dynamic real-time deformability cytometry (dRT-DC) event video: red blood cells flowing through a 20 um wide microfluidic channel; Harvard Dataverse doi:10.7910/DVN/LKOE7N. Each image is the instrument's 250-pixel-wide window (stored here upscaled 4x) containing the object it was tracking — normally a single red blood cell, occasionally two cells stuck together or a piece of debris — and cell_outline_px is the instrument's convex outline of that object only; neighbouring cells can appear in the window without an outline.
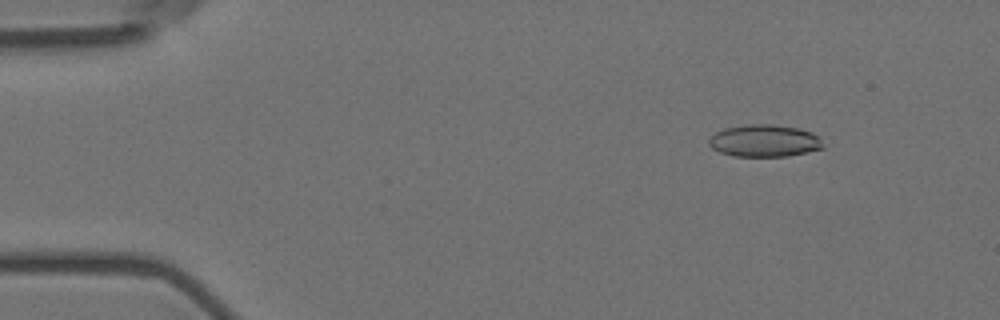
{"species": "Egyptian fruit bat (a non-hibernating species)", "species_latin": "Rousettus aegyptiacus", "temperature_condition": "room temperature", "stored_images_in_passage": 42, "camera_frame_rate_fps": 3000, "um_per_image_px": 0.085, "animal": {"sex": "female"}, "frame": {"image": 1, "passage_image": 7, "time_ms": 2.0, "image_size_px": [1000, 320], "cell_outline_px": [[824, 148], [808, 152], [788, 156], [732, 156], [720, 152], [712, 148], [708, 144], [708, 140], [716, 132], [724, 128], [748, 124], [772, 124], [796, 128], [812, 132], [820, 136]], "centroid_in_image_um": [64.98, 11.97], "position_along_channel_um": 20.0, "area_um2": 21.5}}
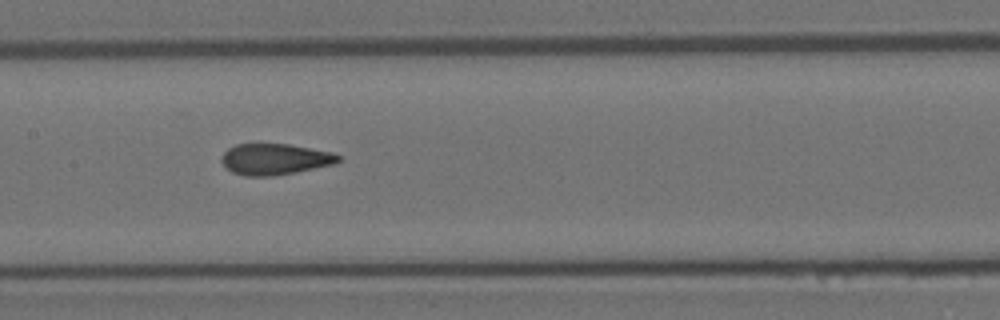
{"frame": {"image": 2, "passage_image": 28, "time_ms": 9.0, "image_size_px": [1000, 320], "cell_outline_px": [[340, 160], [336, 164], [296, 172], [272, 176], [244, 176], [232, 172], [224, 168], [220, 160], [220, 156], [228, 148], [236, 144], [288, 144], [332, 152], [340, 156]], "centroid_in_image_um": [23.33, 13.54], "position_along_channel_um": 184.1, "area_um2": 21.39}}
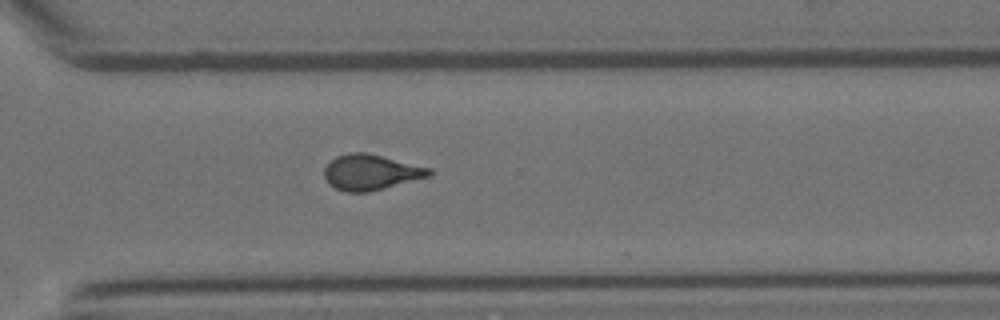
{"frame": {"image": 3, "passage_image": 41, "time_ms": 13.333, "image_size_px": [1000, 320], "cell_outline_px": [[432, 176], [368, 192], [348, 192], [336, 188], [328, 184], [324, 176], [324, 168], [336, 156], [348, 152], [368, 152], [432, 168]], "centroid_in_image_um": [31.54, 14.63], "position_along_channel_um": 339.1, "area_um2": 21.91}}